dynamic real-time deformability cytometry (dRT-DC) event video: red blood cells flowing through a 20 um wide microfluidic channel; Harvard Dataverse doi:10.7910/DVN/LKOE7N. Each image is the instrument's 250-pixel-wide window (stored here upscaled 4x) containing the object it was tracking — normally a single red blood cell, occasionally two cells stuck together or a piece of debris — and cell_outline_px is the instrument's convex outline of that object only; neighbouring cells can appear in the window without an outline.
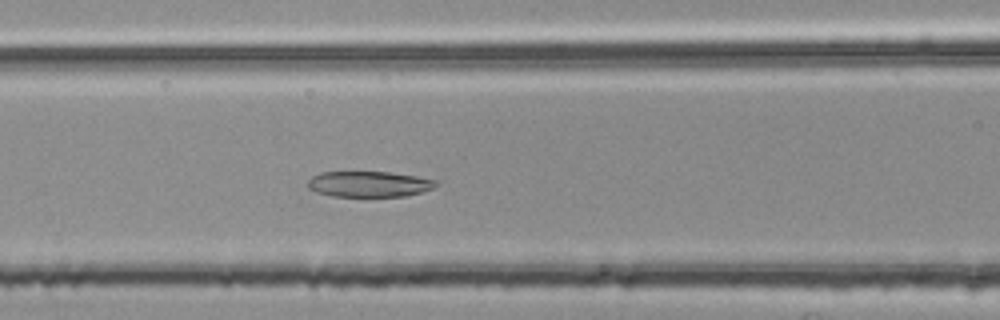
{"species": "common noctule bat (a hibernating species)", "species_latin": "Nyctalus noctula", "temperature_condition": "room temperature", "stored_images_in_passage": 35, "camera_frame_rate_fps": 3000, "um_per_image_px": 0.085, "animal": {"sex": "female", "body_mass_g": 25.1}, "frame": {"image": 1, "passage_image": 6, "time_ms": 1.667, "image_size_px": [1000, 320], "cell_outline_px": [[440, 184], [432, 188], [420, 192], [404, 196], [332, 196], [316, 192], [308, 188], [304, 184], [312, 176], [320, 172], [388, 172], [416, 176], [440, 180]], "centroid_in_image_um": [31.35, 15.64], "position_along_channel_um": 135.2, "area_um2": 19.36}}
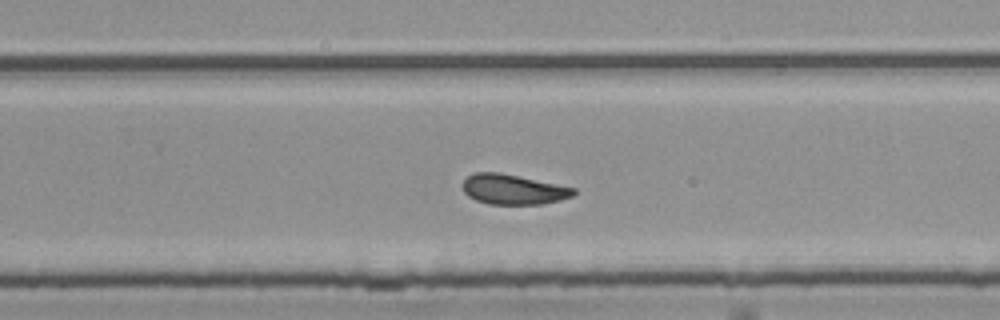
{"frame": {"image": 2, "passage_image": 18, "time_ms": 5.667, "image_size_px": [1000, 320], "cell_outline_px": [[576, 192], [572, 196], [560, 200], [544, 204], [488, 204], [476, 200], [468, 196], [464, 192], [460, 184], [468, 176], [476, 172], [496, 172], [576, 188]], "centroid_in_image_um": [43.59, 16.11], "position_along_channel_um": 286.2, "area_um2": 19.31}}
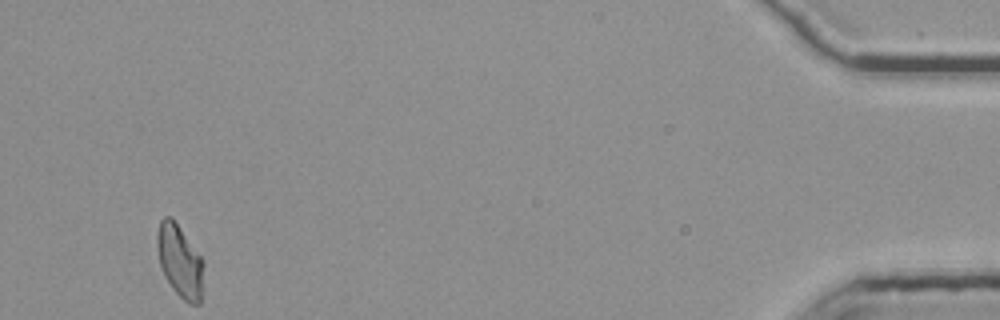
{"frame": {"image": 3, "passage_image": 35, "time_ms": 11.333, "image_size_px": [1000, 320], "cell_outline_px": [[204, 264], [200, 304], [188, 304], [172, 288], [164, 276], [160, 268], [156, 248], [156, 236], [160, 220], [164, 216], [172, 216], [204, 260]], "centroid_in_image_um": [15.27, 22.17], "position_along_channel_um": 419.9, "area_um2": 20.0}, "authors_computed_cell_mechanics": {"area_um2": 19.7098, "velocity_mm_per_s": 3.7759, "shape_relaxation_time_tau1_ms": null, "shape_relaxation_time_tau2_ms": 8.1008, "deformation_change_tau1": null, "deformation_change_tau2": 0.1446}}